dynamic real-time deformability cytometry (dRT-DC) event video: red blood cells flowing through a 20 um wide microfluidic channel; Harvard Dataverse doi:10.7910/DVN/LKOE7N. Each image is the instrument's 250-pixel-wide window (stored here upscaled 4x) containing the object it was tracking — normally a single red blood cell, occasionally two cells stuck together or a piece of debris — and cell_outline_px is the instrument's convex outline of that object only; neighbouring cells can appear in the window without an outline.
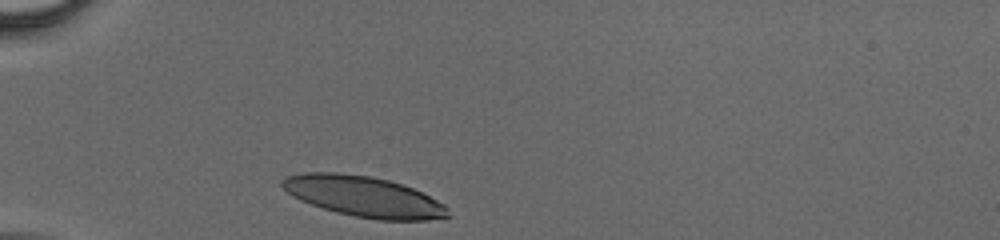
{"species": "human", "species_latin": "Homo sapiens", "temperature_condition": "cold", "stored_images_in_passage": 31, "camera_frame_rate_fps": 3000, "um_per_image_px": 0.085, "donor": {"sex": "male"}, "frame": {"image": 1, "passage_image": 1, "time_ms": 0.0, "image_size_px": [1000, 240], "cell_outline_px": [[452, 216], [428, 220], [376, 220], [352, 216], [336, 212], [300, 200], [292, 196], [280, 184], [280, 180], [288, 176], [304, 172], [336, 172], [372, 176], [388, 180], [412, 188], [444, 204], [448, 208]], "centroid_in_image_um": [30.91, 16.71], "position_along_channel_um": 54.1, "area_um2": 39.19}}
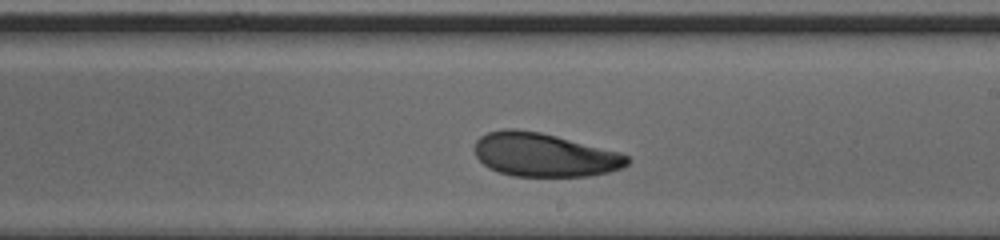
{"frame": {"image": 2, "passage_image": 18, "time_ms": 5.667, "image_size_px": [1000, 240], "cell_outline_px": [[628, 164], [620, 168], [608, 172], [588, 176], [512, 176], [488, 168], [476, 156], [476, 140], [480, 136], [488, 132], [504, 128], [516, 128], [540, 132], [620, 152], [628, 156]], "centroid_in_image_um": [46.24, 13.16], "position_along_channel_um": 242.8, "area_um2": 38.61}}
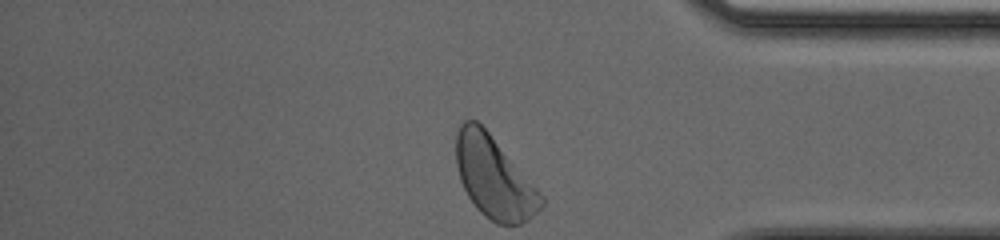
{"frame": {"image": 3, "passage_image": 31, "time_ms": 10.0, "image_size_px": [1000, 240], "cell_outline_px": [[544, 204], [528, 220], [520, 224], [496, 224], [484, 216], [476, 208], [468, 196], [460, 180], [456, 164], [456, 132], [460, 124], [464, 120], [476, 120], [488, 132], [544, 196]], "centroid_in_image_um": [41.98, 15.1], "position_along_channel_um": 393.2, "area_um2": 40.11}}